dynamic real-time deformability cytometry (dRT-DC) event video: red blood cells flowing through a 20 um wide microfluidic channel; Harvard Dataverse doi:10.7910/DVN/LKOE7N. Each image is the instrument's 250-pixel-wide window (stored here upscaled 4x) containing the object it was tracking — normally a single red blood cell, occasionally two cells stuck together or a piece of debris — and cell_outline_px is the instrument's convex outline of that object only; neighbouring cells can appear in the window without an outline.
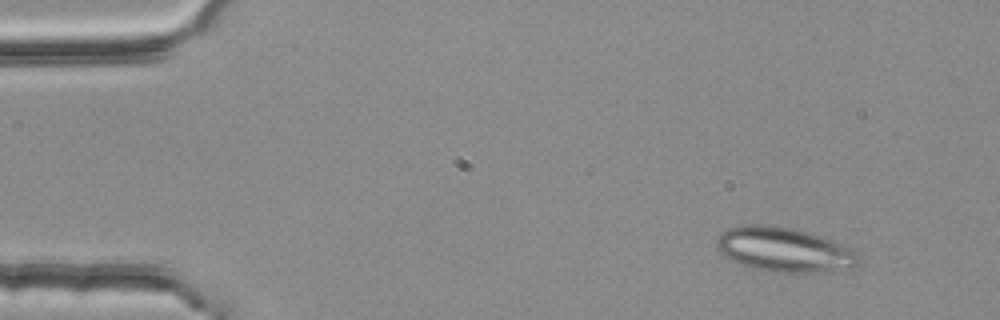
{"species": "common noctule bat (a hibernating species)", "species_latin": "Nyctalus noctula", "temperature_condition": "room temperature", "stored_images_in_passage": 3, "camera_frame_rate_fps": 3000, "um_per_image_px": 0.085, "animal": {"sex": "female", "body_mass_g": 25.1}, "frame": {"image": 1, "passage_image": 1, "time_ms": 0.0, "image_size_px": [1000, 320], "cell_outline_px": [[856, 264], [848, 268], [808, 272], [776, 272], [752, 268], [732, 260], [724, 256], [716, 248], [716, 240], [728, 228], [744, 224], [768, 224], [792, 228], [808, 232], [820, 236], [840, 244], [856, 252]], "centroid_in_image_um": [66.56, 21.2], "position_along_channel_um": 18.4, "area_um2": 36.07}}